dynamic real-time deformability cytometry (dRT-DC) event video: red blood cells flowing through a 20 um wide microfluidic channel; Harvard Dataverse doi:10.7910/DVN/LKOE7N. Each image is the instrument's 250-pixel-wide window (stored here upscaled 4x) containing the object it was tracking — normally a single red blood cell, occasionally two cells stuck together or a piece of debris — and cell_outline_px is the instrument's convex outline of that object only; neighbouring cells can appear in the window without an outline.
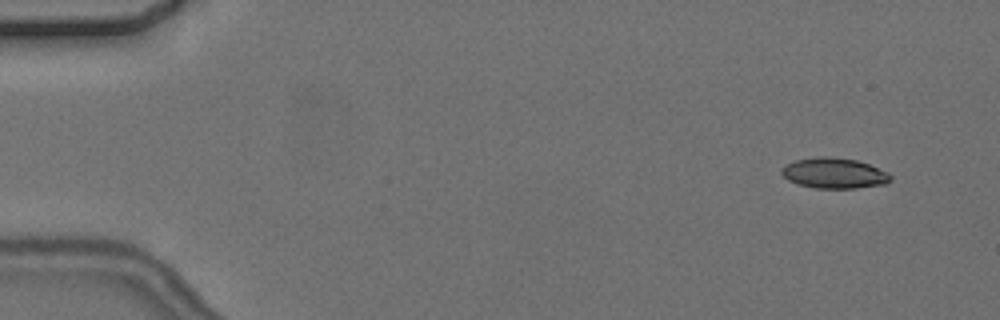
{"species": "common noctule bat (a hibernating species)", "species_latin": "Nyctalus noctula", "temperature_condition": "cold", "stored_images_in_passage": 7, "camera_frame_rate_fps": 3000, "um_per_image_px": 0.085, "animal": {"sex": "female", "body_mass_g": 24.6, "forearm_length_mm": 56.2}, "frame": {"image": 1, "passage_image": 2, "time_ms": 1.0, "image_size_px": [1000, 320], "cell_outline_px": [[892, 180], [884, 184], [856, 188], [816, 188], [800, 184], [788, 180], [780, 172], [780, 168], [796, 160], [816, 156], [828, 156], [856, 160], [868, 164], [888, 172], [892, 176]], "centroid_in_image_um": [70.91, 14.71], "position_along_channel_um": 14.1, "area_um2": 19.31}}
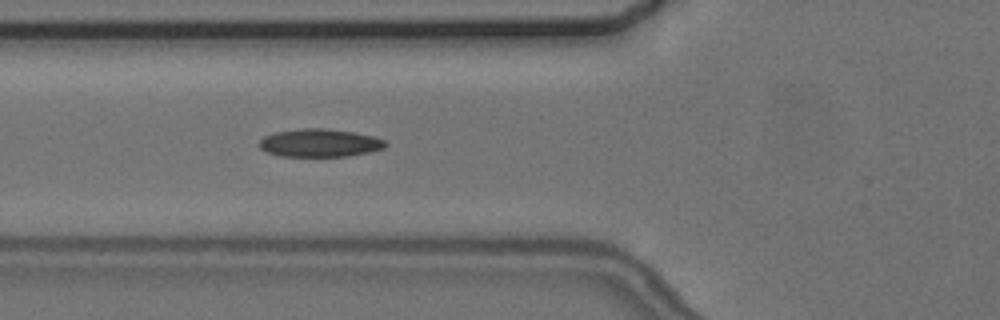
{"frame": {"image": 2, "passage_image": 7, "time_ms": 6.667, "image_size_px": [1000, 320], "cell_outline_px": [[388, 144], [384, 148], [368, 152], [348, 156], [280, 156], [268, 152], [260, 148], [260, 140], [264, 136], [276, 132], [304, 128], [324, 128], [352, 132], [372, 136], [384, 140]], "centroid_in_image_um": [27.18, 12.15], "position_along_channel_um": 98.6, "area_um2": 20.35}}